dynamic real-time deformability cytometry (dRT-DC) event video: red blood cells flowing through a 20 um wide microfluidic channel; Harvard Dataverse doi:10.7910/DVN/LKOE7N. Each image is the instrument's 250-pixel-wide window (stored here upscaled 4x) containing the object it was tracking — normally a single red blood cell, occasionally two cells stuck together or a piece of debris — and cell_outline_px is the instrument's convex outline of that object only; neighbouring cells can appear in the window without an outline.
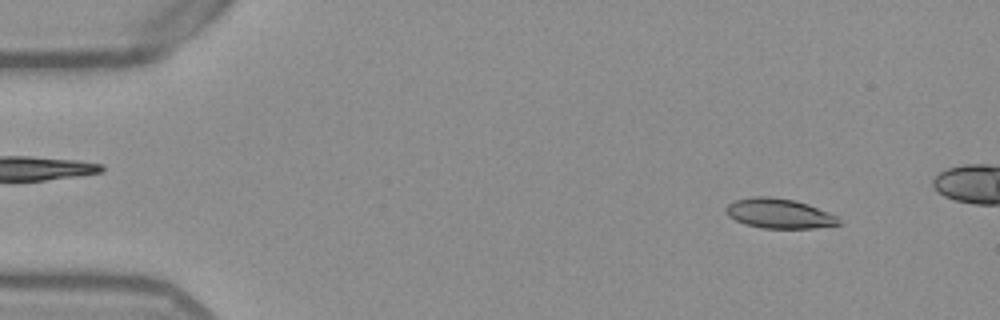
{"species": "Egyptian fruit bat (a non-hibernating species)", "species_latin": "Rousettus aegyptiacus", "temperature_condition": "warm", "stored_images_in_passage": 43, "camera_frame_rate_fps": 3000, "um_per_image_px": 0.085, "frame": {"image": 1, "passage_image": 1, "time_ms": 0.0, "image_size_px": [1000, 320], "cell_outline_px": [[840, 224], [816, 228], [764, 228], [744, 224], [728, 216], [724, 212], [724, 208], [728, 204], [736, 200], [752, 196], [768, 196], [796, 200], [808, 204], [828, 212], [836, 216], [840, 220]], "centroid_in_image_um": [66.2, 18.14], "position_along_channel_um": 18.8, "area_um2": 19.65}}
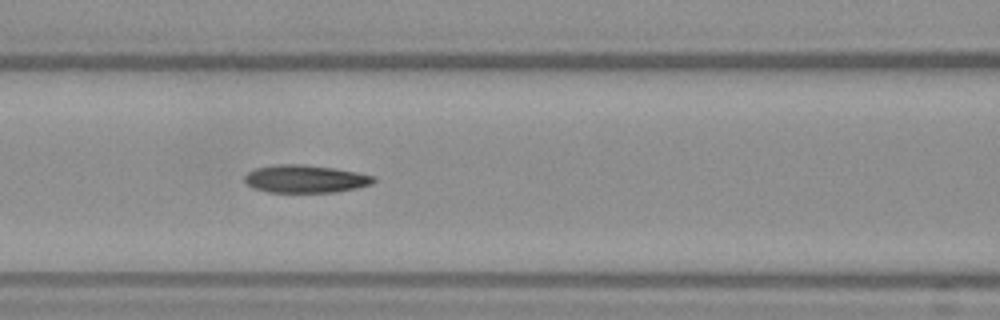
{"frame": {"image": 2, "passage_image": 18, "time_ms": 5.667, "image_size_px": [1000, 320], "cell_outline_px": [[376, 180], [372, 184], [356, 188], [336, 192], [268, 192], [252, 188], [244, 180], [244, 176], [248, 172], [256, 168], [276, 164], [304, 164], [336, 168], [376, 176]], "centroid_in_image_um": [25.96, 15.2], "position_along_channel_um": 140.6, "area_um2": 21.04}}
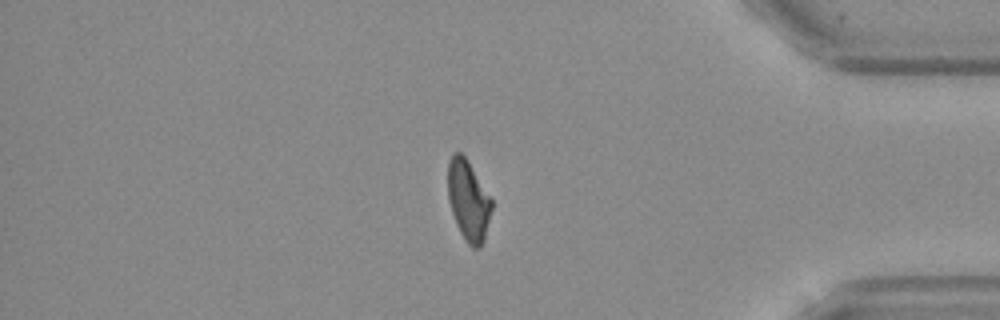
{"frame": {"image": 3, "passage_image": 40, "time_ms": 13.0, "image_size_px": [1000, 320], "cell_outline_px": [[492, 208], [484, 240], [480, 248], [472, 248], [468, 244], [460, 232], [456, 224], [448, 200], [448, 160], [452, 152], [460, 152], [468, 160], [492, 196]], "centroid_in_image_um": [39.82, 17.01], "position_along_channel_um": 395.4, "area_um2": 20.87}}